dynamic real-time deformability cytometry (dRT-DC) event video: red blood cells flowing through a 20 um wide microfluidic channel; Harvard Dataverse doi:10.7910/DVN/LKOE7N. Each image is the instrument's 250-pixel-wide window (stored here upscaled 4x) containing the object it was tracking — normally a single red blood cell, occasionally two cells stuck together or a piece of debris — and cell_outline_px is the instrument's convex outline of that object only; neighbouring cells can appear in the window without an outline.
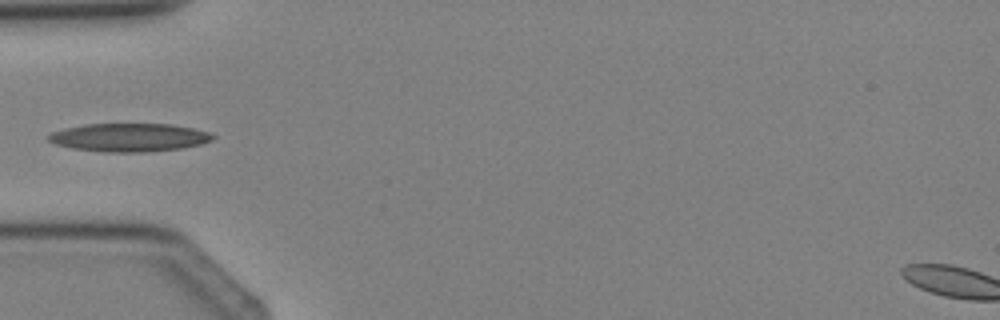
{"species": "Egyptian fruit bat (a non-hibernating species)", "species_latin": "Rousettus aegyptiacus", "temperature_condition": "cold", "stored_images_in_passage": 1, "camera_frame_rate_fps": 3000, "um_per_image_px": 0.085, "animal": {"sex": "female"}, "frame": {"image": 1, "passage_image": 1, "time_ms": 0.0, "image_size_px": [1000, 320], "cell_outline_px": [[216, 136], [212, 140], [200, 144], [180, 148], [144, 152], [104, 152], [72, 148], [56, 144], [48, 140], [44, 136], [52, 132], [64, 128], [84, 124], [172, 124], [192, 128], [208, 132]], "centroid_in_image_um": [10.94, 11.68], "position_along_channel_um": 74.1, "area_um2": 27.05}}